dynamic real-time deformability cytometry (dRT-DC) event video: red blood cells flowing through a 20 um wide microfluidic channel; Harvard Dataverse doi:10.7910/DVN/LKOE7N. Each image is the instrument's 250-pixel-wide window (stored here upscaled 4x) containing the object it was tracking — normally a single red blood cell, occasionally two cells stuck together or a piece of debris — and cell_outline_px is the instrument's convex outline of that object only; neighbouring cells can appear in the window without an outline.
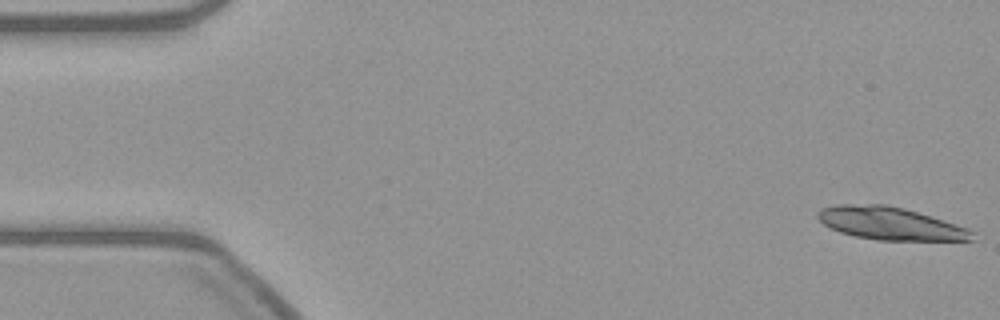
{"species": "common noctule bat (a hibernating species)", "species_latin": "Nyctalus noctula", "temperature_condition": "warm", "stored_images_in_passage": 21, "camera_frame_rate_fps": 3000, "um_per_image_px": 0.085, "animal": {"sex": "female", "body_mass_g": 21.9}, "frame": {"image": 1, "passage_image": 1, "time_ms": 0.0, "image_size_px": [1000, 320], "cell_outline_px": [[976, 240], [880, 240], [856, 236], [840, 232], [828, 228], [816, 216], [816, 212], [820, 208], [836, 204], [888, 204], [904, 208], [968, 228], [976, 232]], "centroid_in_image_um": [75.65, 18.99], "position_along_channel_um": 9.4, "area_um2": 29.54}}
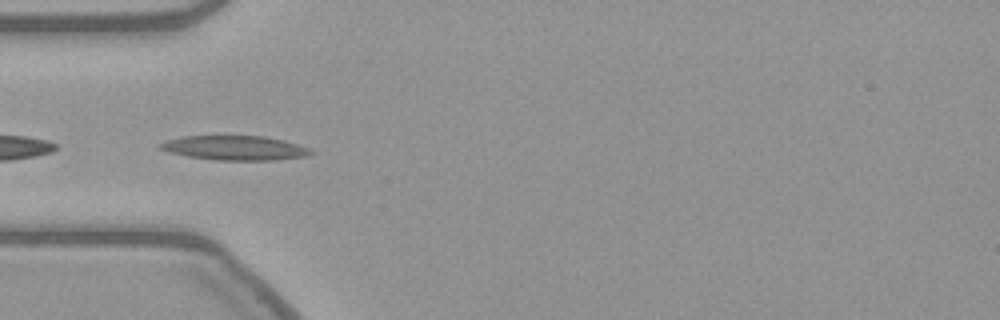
{"frame": {"image": 2, "passage_image": 17, "time_ms": 5.333, "image_size_px": [1000, 320], "cell_outline_px": [[316, 152], [304, 156], [276, 160], [216, 160], [188, 156], [168, 152], [160, 148], [156, 144], [168, 140], [184, 136], [264, 136], [284, 140], [308, 148]], "centroid_in_image_um": [19.95, 12.57], "position_along_channel_um": 65.1, "area_um2": 21.33}}